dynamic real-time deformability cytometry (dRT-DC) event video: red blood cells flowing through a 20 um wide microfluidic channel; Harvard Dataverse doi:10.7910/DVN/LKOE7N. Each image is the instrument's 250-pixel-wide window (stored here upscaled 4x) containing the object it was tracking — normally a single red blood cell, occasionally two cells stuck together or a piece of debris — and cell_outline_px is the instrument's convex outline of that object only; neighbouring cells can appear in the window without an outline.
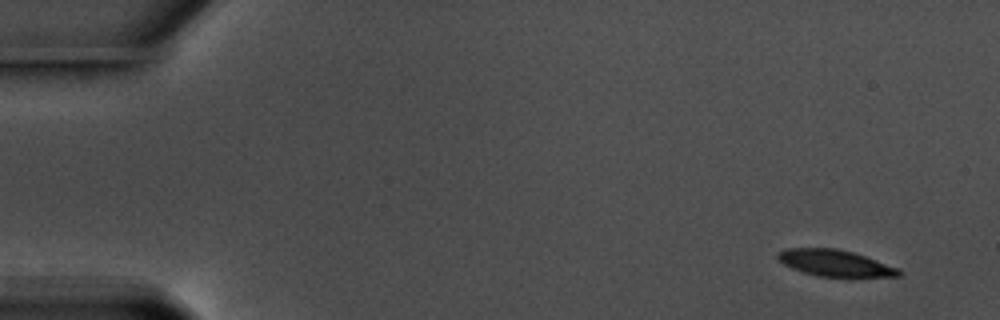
{"species": "common noctule bat (a hibernating species)", "species_latin": "Nyctalus noctula", "temperature_condition": "warm", "stored_images_in_passage": 55, "camera_frame_rate_fps": 3000, "um_per_image_px": 0.085, "animal": {"sex": "male", "body_mass_g": 17.5, "forearm_length_mm": 52.3}, "frame": {"image": 1, "passage_image": 1, "time_ms": 0.0, "image_size_px": [1000, 320], "cell_outline_px": [[904, 272], [900, 276], [848, 280], [820, 276], [804, 272], [792, 268], [784, 264], [776, 256], [776, 252], [788, 248], [836, 248], [852, 252], [900, 268]], "centroid_in_image_um": [71.08, 22.42], "position_along_channel_um": 13.9, "area_um2": 19.54}}
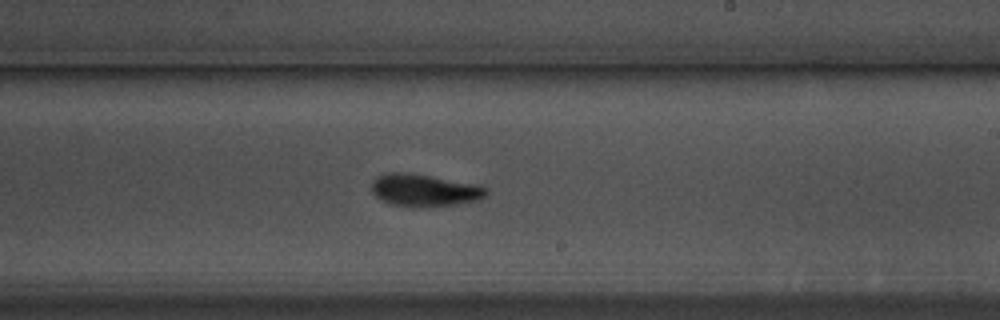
{"frame": {"image": 2, "passage_image": 32, "time_ms": 10.333, "image_size_px": [1000, 320], "cell_outline_px": [[488, 192], [484, 196], [476, 200], [456, 204], [392, 204], [380, 200], [372, 192], [372, 180], [388, 172], [400, 172], [428, 176], [472, 184], [488, 188]], "centroid_in_image_um": [36.03, 16.13], "position_along_channel_um": 253.0, "area_um2": 20.23}}
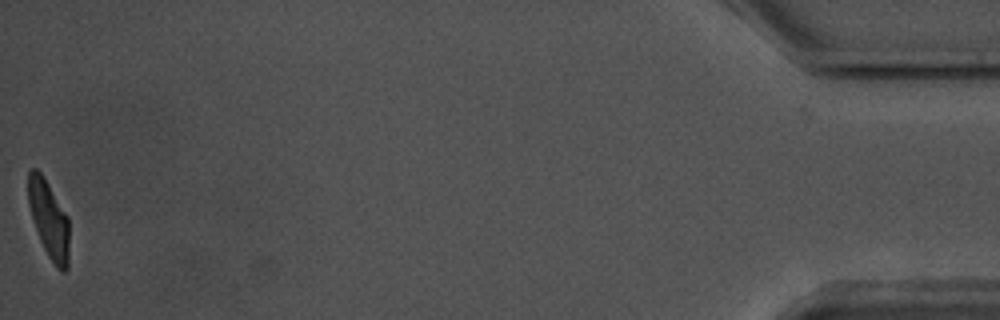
{"frame": {"image": 3, "passage_image": 55, "time_ms": 18.0, "image_size_px": [1000, 320], "cell_outline_px": [[68, 268], [64, 272], [60, 272], [56, 268], [48, 256], [40, 240], [28, 204], [28, 172], [32, 168], [36, 168], [40, 172], [48, 184], [68, 216]], "centroid_in_image_um": [4.15, 18.67], "position_along_channel_um": 431.0, "area_um2": 18.32}, "authors_computed_cell_mechanics": {"area_um2": 20.2878, "velocity_mm_per_s": 3.5609, "shape_relaxation_time_tau1_ms": 3.15, "shape_relaxation_time_tau2_ms": 2.8054, "deformation_change_tau1": 0.1403, "deformation_change_tau2": 0.0948}}